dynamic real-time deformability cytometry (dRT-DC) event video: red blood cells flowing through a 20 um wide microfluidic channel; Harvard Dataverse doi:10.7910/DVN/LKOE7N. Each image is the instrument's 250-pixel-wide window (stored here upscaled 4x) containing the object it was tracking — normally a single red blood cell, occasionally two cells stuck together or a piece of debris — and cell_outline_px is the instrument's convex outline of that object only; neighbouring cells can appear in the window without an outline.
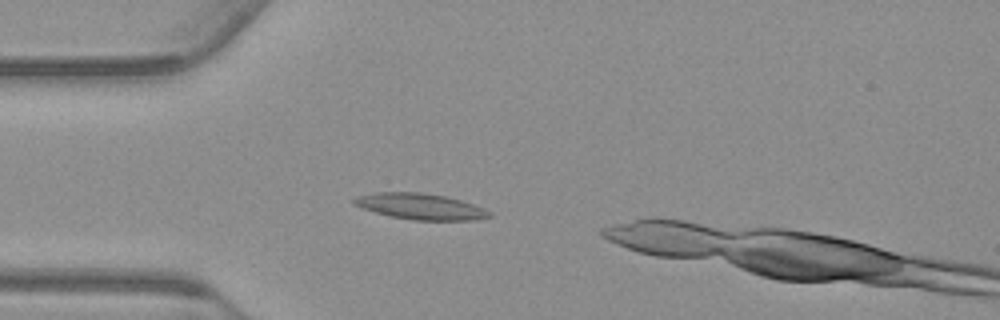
{"species": "common noctule bat (a hibernating species)", "species_latin": "Nyctalus noctula", "temperature_condition": "warm", "stored_images_in_passage": 37, "camera_frame_rate_fps": 3000, "um_per_image_px": 0.085, "animal": {"sex": "male", "body_mass_g": 23.1, "forearm_length_mm": 52.7}, "frame": {"image": 1, "passage_image": 6, "time_ms": 1.667, "image_size_px": [1000, 320], "cell_outline_px": [[492, 216], [476, 220], [412, 220], [392, 216], [376, 212], [352, 204], [352, 200], [356, 196], [376, 192], [420, 192], [444, 196], [460, 200], [472, 204], [492, 212]], "centroid_in_image_um": [35.73, 17.55], "position_along_channel_um": 49.3, "area_um2": 20.35}}
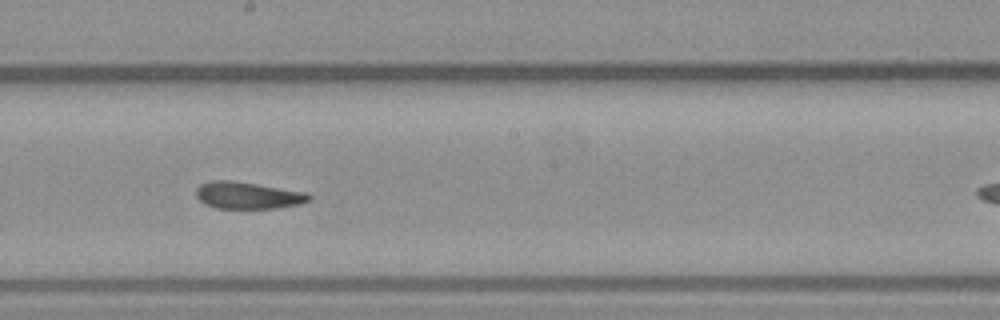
{"frame": {"image": 2, "passage_image": 21, "time_ms": 6.667, "image_size_px": [1000, 320], "cell_outline_px": [[312, 196], [308, 200], [296, 204], [276, 208], [216, 208], [204, 204], [196, 196], [196, 188], [200, 184], [208, 180], [232, 180], [308, 192]], "centroid_in_image_um": [21.02, 16.59], "position_along_channel_um": 227.2, "area_um2": 17.74}}
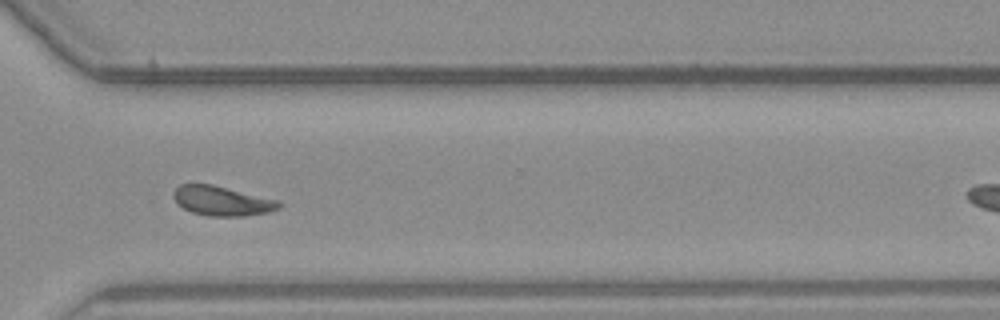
{"frame": {"image": 3, "passage_image": 31, "time_ms": 10.0, "image_size_px": [1000, 320], "cell_outline_px": [[284, 204], [280, 208], [268, 212], [244, 216], [208, 216], [192, 212], [176, 204], [172, 196], [172, 192], [180, 184], [212, 184], [280, 200]], "centroid_in_image_um": [18.88, 17.07], "position_along_channel_um": 351.7, "area_um2": 18.44}, "authors_computed_cell_mechanics": {"area_um2": 18.2648, "velocity_mm_per_s": 3.747, "shape_relaxation_time_tau1_ms": 7.9675, "shape_relaxation_time_tau2_ms": 1.9551, "deformation_change_tau1": 0.1953, "deformation_change_tau2": 0.0914}}